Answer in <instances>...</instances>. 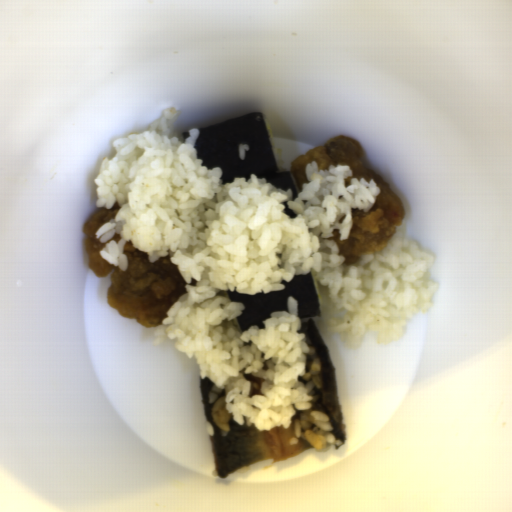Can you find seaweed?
<instances>
[{
	"instance_id": "seaweed-1",
	"label": "seaweed",
	"mask_w": 512,
	"mask_h": 512,
	"mask_svg": "<svg viewBox=\"0 0 512 512\" xmlns=\"http://www.w3.org/2000/svg\"><path fill=\"white\" fill-rule=\"evenodd\" d=\"M197 158L209 169L221 168L222 185L234 178L251 179V174L265 178L277 189L293 191V200L299 193L289 172L279 173L278 163L262 112H251L217 124L196 129ZM249 145L245 160L238 156V146Z\"/></svg>"
},
{
	"instance_id": "seaweed-2",
	"label": "seaweed",
	"mask_w": 512,
	"mask_h": 512,
	"mask_svg": "<svg viewBox=\"0 0 512 512\" xmlns=\"http://www.w3.org/2000/svg\"><path fill=\"white\" fill-rule=\"evenodd\" d=\"M283 290L244 294L228 291L229 301L241 303L243 312L237 317L241 331H248L256 325L265 328L264 319L271 317L273 312H286L288 300L293 297L298 302L297 314L301 319L321 316L320 300L310 274H295L290 282L283 280Z\"/></svg>"
},
{
	"instance_id": "seaweed-3",
	"label": "seaweed",
	"mask_w": 512,
	"mask_h": 512,
	"mask_svg": "<svg viewBox=\"0 0 512 512\" xmlns=\"http://www.w3.org/2000/svg\"><path fill=\"white\" fill-rule=\"evenodd\" d=\"M282 206H284V210L283 211L285 212L286 215H288L292 219L296 218L297 214H296L295 210L292 209L291 207H289L287 202L283 203Z\"/></svg>"
},
{
	"instance_id": "seaweed-4",
	"label": "seaweed",
	"mask_w": 512,
	"mask_h": 512,
	"mask_svg": "<svg viewBox=\"0 0 512 512\" xmlns=\"http://www.w3.org/2000/svg\"><path fill=\"white\" fill-rule=\"evenodd\" d=\"M190 131L191 130H186L185 132H183L182 134H180L183 138H187V137H190Z\"/></svg>"
}]
</instances>
